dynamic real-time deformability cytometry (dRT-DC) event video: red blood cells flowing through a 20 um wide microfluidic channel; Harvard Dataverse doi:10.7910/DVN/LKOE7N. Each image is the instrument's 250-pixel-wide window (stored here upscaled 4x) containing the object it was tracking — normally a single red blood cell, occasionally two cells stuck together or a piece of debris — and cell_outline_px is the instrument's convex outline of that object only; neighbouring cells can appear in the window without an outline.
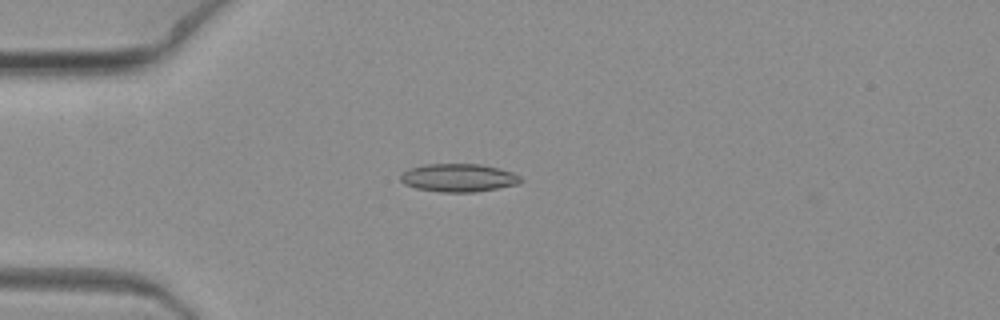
{"species": "common noctule bat (a hibernating species)", "species_latin": "Nyctalus noctula", "temperature_condition": "warm", "stored_images_in_passage": 4, "camera_frame_rate_fps": 3000, "um_per_image_px": 0.085, "animal": {"sex": "female", "body_mass_g": 19.3, "forearm_length_mm": 54.1}, "frame": {"image": 1, "passage_image": 2, "time_ms": 0.333, "image_size_px": [1000, 320], "cell_outline_px": [[524, 180], [520, 184], [476, 192], [440, 192], [416, 188], [404, 184], [400, 180], [400, 176], [404, 172], [412, 168], [424, 164], [480, 164], [500, 168], [512, 172], [520, 176]], "centroid_in_image_um": [39.02, 15.11], "position_along_channel_um": 46.0, "area_um2": 19.77}}
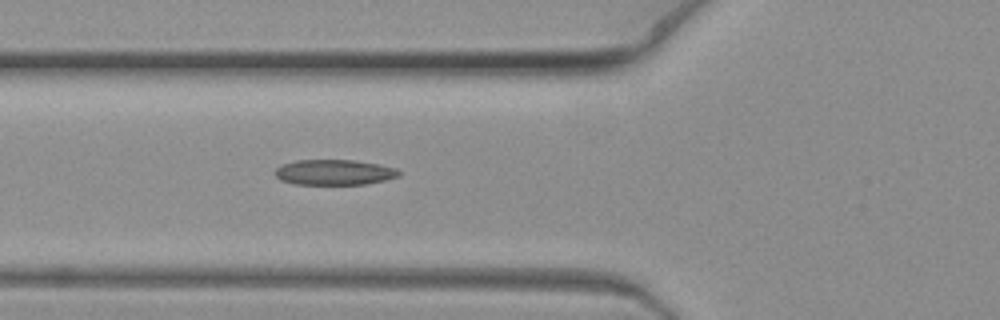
{"frame": {"image": 2, "passage_image": 4, "time_ms": 1.0, "image_size_px": [1000, 320], "cell_outline_px": [[400, 176], [384, 180], [364, 184], [296, 184], [280, 180], [276, 176], [276, 168], [284, 164], [296, 160], [356, 160], [380, 164], [396, 168], [400, 172]], "centroid_in_image_um": [28.44, 14.64], "position_along_channel_um": 97.4, "area_um2": 18.26}}